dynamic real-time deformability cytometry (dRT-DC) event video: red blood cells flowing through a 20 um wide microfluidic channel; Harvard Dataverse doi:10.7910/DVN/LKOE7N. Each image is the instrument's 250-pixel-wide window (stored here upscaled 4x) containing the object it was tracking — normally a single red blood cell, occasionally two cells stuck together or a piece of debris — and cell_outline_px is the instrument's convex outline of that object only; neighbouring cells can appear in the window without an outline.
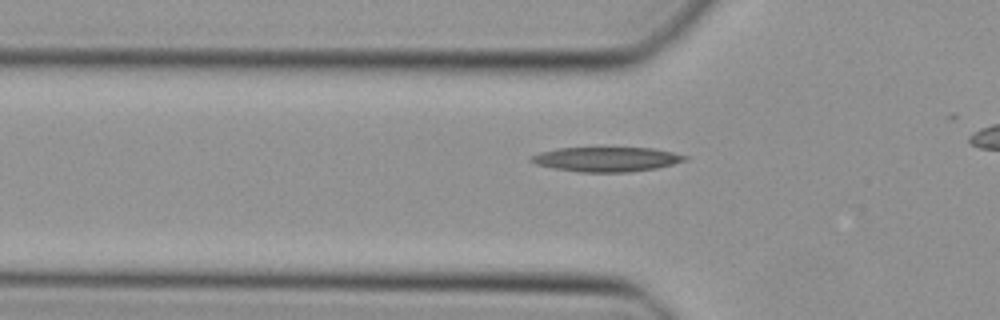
{"species": "Egyptian fruit bat (a non-hibernating species)", "species_latin": "Rousettus aegyptiacus", "temperature_condition": "cold", "stored_images_in_passage": 30, "segment_of_instrument_passage": [1, 3], "camera_frame_rate_fps": 3000, "um_per_image_px": 0.085, "animal": {"sex": "female"}, "frame": {"image": 1, "passage_image": 4, "time_ms": 1.0, "image_size_px": [1000, 320], "cell_outline_px": [[688, 160], [656, 168], [628, 172], [580, 172], [556, 168], [536, 164], [528, 160], [532, 156], [540, 152], [560, 148], [652, 148], [672, 152], [688, 156]], "centroid_in_image_um": [51.58, 13.54], "position_along_channel_um": 74.2, "area_um2": 21.79}}